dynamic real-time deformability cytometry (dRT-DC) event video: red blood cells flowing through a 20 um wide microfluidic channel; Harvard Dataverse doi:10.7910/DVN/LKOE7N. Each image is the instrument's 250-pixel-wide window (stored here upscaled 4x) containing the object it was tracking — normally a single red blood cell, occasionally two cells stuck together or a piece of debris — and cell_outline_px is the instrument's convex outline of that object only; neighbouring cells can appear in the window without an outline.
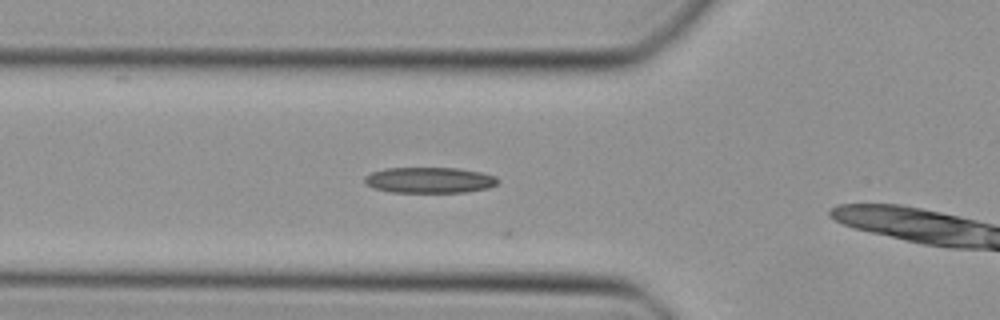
{"species": "Egyptian fruit bat (a non-hibernating species)", "species_latin": "Rousettus aegyptiacus", "temperature_condition": "cold", "stored_images_in_passage": 10, "camera_frame_rate_fps": 3000, "um_per_image_px": 0.085, "animal": {"sex": "female"}, "frame": {"image": 1, "passage_image": 4, "time_ms": 1.0, "image_size_px": [1000, 320], "cell_outline_px": [[500, 180], [496, 184], [488, 188], [464, 192], [392, 192], [372, 188], [364, 184], [364, 176], [372, 172], [384, 168], [456, 168], [480, 172], [496, 176]], "centroid_in_image_um": [36.47, 15.31], "position_along_channel_um": 89.3, "area_um2": 20.11}}
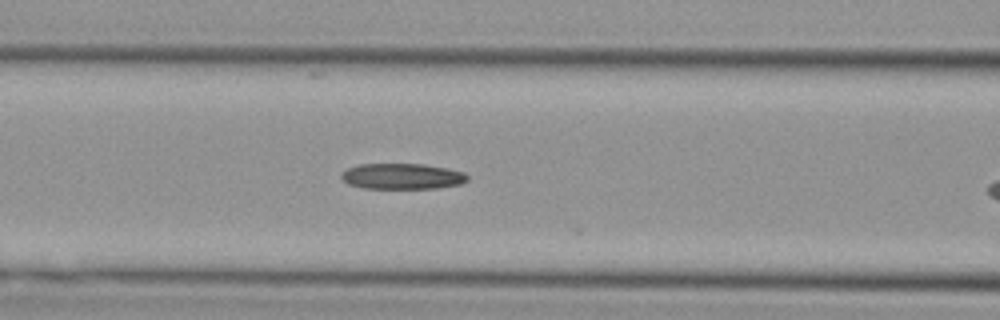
{"frame": {"image": 2, "passage_image": 7, "time_ms": 2.0, "image_size_px": [1000, 320], "cell_outline_px": [[468, 180], [460, 184], [436, 188], [364, 188], [348, 184], [340, 176], [340, 172], [356, 164], [424, 164], [448, 168], [464, 172], [468, 176]], "centroid_in_image_um": [34.17, 14.98], "position_along_channel_um": 132.4, "area_um2": 19.02}}